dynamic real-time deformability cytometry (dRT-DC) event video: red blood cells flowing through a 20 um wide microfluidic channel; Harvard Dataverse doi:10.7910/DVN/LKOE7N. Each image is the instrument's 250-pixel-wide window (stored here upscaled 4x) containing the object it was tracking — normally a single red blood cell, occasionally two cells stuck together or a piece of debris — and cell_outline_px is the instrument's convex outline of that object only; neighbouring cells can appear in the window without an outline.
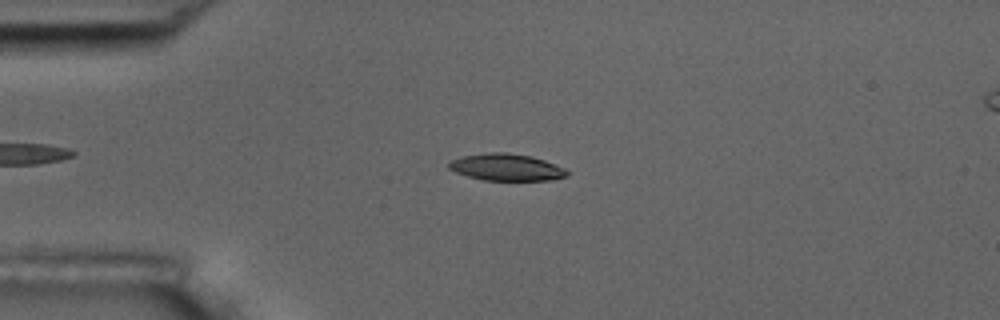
{"species": "common noctule bat (a hibernating species)", "species_latin": "Nyctalus noctula", "temperature_condition": "room temperature", "stored_images_in_passage": 10, "camera_frame_rate_fps": 3000, "um_per_image_px": 0.085, "animal": {"sex": "male", "body_mass_g": 17.5, "forearm_length_mm": 52.3}, "frame": {"image": 1, "passage_image": 1, "time_ms": 0.0, "image_size_px": [1000, 320], "cell_outline_px": [[568, 176], [552, 180], [484, 180], [468, 176], [456, 172], [448, 168], [448, 164], [452, 160], [460, 156], [488, 152], [508, 152], [532, 156], [544, 160], [564, 168], [568, 172]], "centroid_in_image_um": [43.04, 14.21], "position_along_channel_um": 42.0, "area_um2": 18.55}}
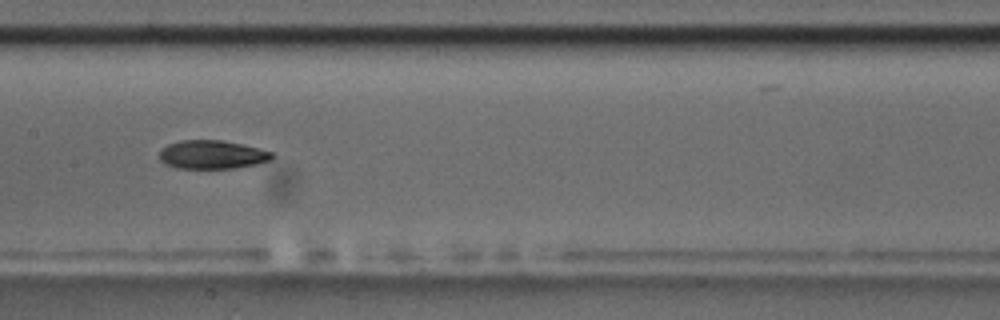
{"frame": {"image": 2, "passage_image": 5, "time_ms": 4.667, "image_size_px": [1000, 320], "cell_outline_px": [[272, 156], [268, 160], [256, 164], [236, 168], [176, 168], [164, 164], [160, 160], [160, 148], [168, 144], [180, 140], [220, 140], [240, 144], [272, 152]], "centroid_in_image_um": [17.95, 13.14], "position_along_channel_um": 189.5, "area_um2": 18.55}}
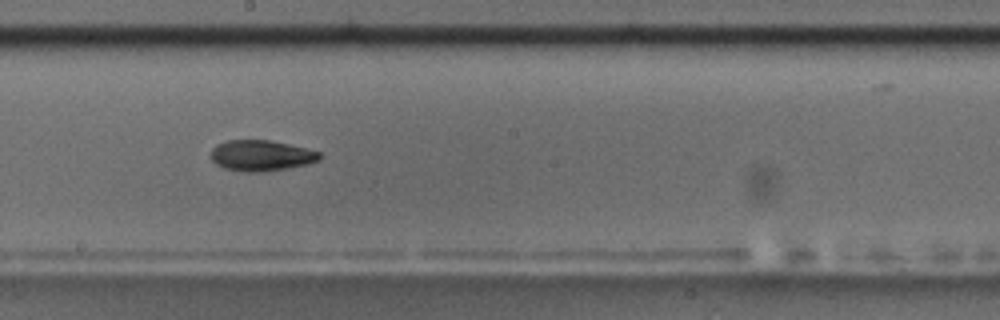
{"frame": {"image": 3, "passage_image": 6, "time_ms": 5.667, "image_size_px": [1000, 320], "cell_outline_px": [[320, 160], [308, 164], [264, 172], [248, 172], [224, 168], [216, 164], [212, 160], [212, 148], [216, 144], [228, 140], [268, 140], [288, 144], [320, 152]], "centroid_in_image_um": [22.19, 13.22], "position_along_channel_um": 226.0, "area_um2": 19.36}, "authors_computed_cell_mechanics": {"area_um2": 19.2763, "velocity_mm_per_s": 3.6788, "shape_relaxation_time_tau1_ms": null, "shape_relaxation_time_tau2_ms": 3.8864, "deformation_change_tau1": null, "deformation_change_tau2": 0.0916}}